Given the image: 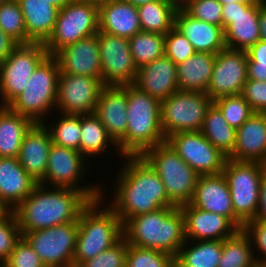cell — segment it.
Masks as SVG:
<instances>
[{"instance_id": "40", "label": "cell", "mask_w": 266, "mask_h": 267, "mask_svg": "<svg viewBox=\"0 0 266 267\" xmlns=\"http://www.w3.org/2000/svg\"><path fill=\"white\" fill-rule=\"evenodd\" d=\"M213 104L221 111L226 122L235 129L255 113L241 94L219 97Z\"/></svg>"}, {"instance_id": "5", "label": "cell", "mask_w": 266, "mask_h": 267, "mask_svg": "<svg viewBox=\"0 0 266 267\" xmlns=\"http://www.w3.org/2000/svg\"><path fill=\"white\" fill-rule=\"evenodd\" d=\"M127 115L126 136L118 143L123 156H141L166 142L160 121V101L134 84L127 85Z\"/></svg>"}, {"instance_id": "29", "label": "cell", "mask_w": 266, "mask_h": 267, "mask_svg": "<svg viewBox=\"0 0 266 267\" xmlns=\"http://www.w3.org/2000/svg\"><path fill=\"white\" fill-rule=\"evenodd\" d=\"M25 20L26 44L44 43L56 24L59 9L46 0H17Z\"/></svg>"}, {"instance_id": "3", "label": "cell", "mask_w": 266, "mask_h": 267, "mask_svg": "<svg viewBox=\"0 0 266 267\" xmlns=\"http://www.w3.org/2000/svg\"><path fill=\"white\" fill-rule=\"evenodd\" d=\"M128 244L176 256L185 243V220L180 207H162L137 215L123 225Z\"/></svg>"}, {"instance_id": "43", "label": "cell", "mask_w": 266, "mask_h": 267, "mask_svg": "<svg viewBox=\"0 0 266 267\" xmlns=\"http://www.w3.org/2000/svg\"><path fill=\"white\" fill-rule=\"evenodd\" d=\"M127 250L128 243L123 237L115 245L82 262L78 267H125Z\"/></svg>"}, {"instance_id": "55", "label": "cell", "mask_w": 266, "mask_h": 267, "mask_svg": "<svg viewBox=\"0 0 266 267\" xmlns=\"http://www.w3.org/2000/svg\"><path fill=\"white\" fill-rule=\"evenodd\" d=\"M49 4L57 7L59 10L64 7L70 0H46Z\"/></svg>"}, {"instance_id": "28", "label": "cell", "mask_w": 266, "mask_h": 267, "mask_svg": "<svg viewBox=\"0 0 266 267\" xmlns=\"http://www.w3.org/2000/svg\"><path fill=\"white\" fill-rule=\"evenodd\" d=\"M37 183L16 157H0V198L13 211L33 191Z\"/></svg>"}, {"instance_id": "58", "label": "cell", "mask_w": 266, "mask_h": 267, "mask_svg": "<svg viewBox=\"0 0 266 267\" xmlns=\"http://www.w3.org/2000/svg\"><path fill=\"white\" fill-rule=\"evenodd\" d=\"M174 3L177 7H182L187 0H168Z\"/></svg>"}, {"instance_id": "18", "label": "cell", "mask_w": 266, "mask_h": 267, "mask_svg": "<svg viewBox=\"0 0 266 267\" xmlns=\"http://www.w3.org/2000/svg\"><path fill=\"white\" fill-rule=\"evenodd\" d=\"M262 4L231 2L222 5L224 40L227 48L247 50L260 40L259 9Z\"/></svg>"}, {"instance_id": "24", "label": "cell", "mask_w": 266, "mask_h": 267, "mask_svg": "<svg viewBox=\"0 0 266 267\" xmlns=\"http://www.w3.org/2000/svg\"><path fill=\"white\" fill-rule=\"evenodd\" d=\"M52 144L51 134L43 123H35L22 141L18 160L37 184L45 179Z\"/></svg>"}, {"instance_id": "45", "label": "cell", "mask_w": 266, "mask_h": 267, "mask_svg": "<svg viewBox=\"0 0 266 267\" xmlns=\"http://www.w3.org/2000/svg\"><path fill=\"white\" fill-rule=\"evenodd\" d=\"M21 237L18 220L12 212L7 218L0 221V264L8 259Z\"/></svg>"}, {"instance_id": "59", "label": "cell", "mask_w": 266, "mask_h": 267, "mask_svg": "<svg viewBox=\"0 0 266 267\" xmlns=\"http://www.w3.org/2000/svg\"><path fill=\"white\" fill-rule=\"evenodd\" d=\"M8 1H10V0H0V4L8 2Z\"/></svg>"}, {"instance_id": "22", "label": "cell", "mask_w": 266, "mask_h": 267, "mask_svg": "<svg viewBox=\"0 0 266 267\" xmlns=\"http://www.w3.org/2000/svg\"><path fill=\"white\" fill-rule=\"evenodd\" d=\"M94 114L118 144L126 136L127 130V85L104 86Z\"/></svg>"}, {"instance_id": "41", "label": "cell", "mask_w": 266, "mask_h": 267, "mask_svg": "<svg viewBox=\"0 0 266 267\" xmlns=\"http://www.w3.org/2000/svg\"><path fill=\"white\" fill-rule=\"evenodd\" d=\"M171 254L128 244L125 267H174Z\"/></svg>"}, {"instance_id": "52", "label": "cell", "mask_w": 266, "mask_h": 267, "mask_svg": "<svg viewBox=\"0 0 266 267\" xmlns=\"http://www.w3.org/2000/svg\"><path fill=\"white\" fill-rule=\"evenodd\" d=\"M259 32L260 40L266 41V0L259 9Z\"/></svg>"}, {"instance_id": "2", "label": "cell", "mask_w": 266, "mask_h": 267, "mask_svg": "<svg viewBox=\"0 0 266 267\" xmlns=\"http://www.w3.org/2000/svg\"><path fill=\"white\" fill-rule=\"evenodd\" d=\"M91 200L81 191L37 184L14 210L21 234L78 221Z\"/></svg>"}, {"instance_id": "34", "label": "cell", "mask_w": 266, "mask_h": 267, "mask_svg": "<svg viewBox=\"0 0 266 267\" xmlns=\"http://www.w3.org/2000/svg\"><path fill=\"white\" fill-rule=\"evenodd\" d=\"M178 7L168 0H155L137 6L141 31L165 35L175 25Z\"/></svg>"}, {"instance_id": "27", "label": "cell", "mask_w": 266, "mask_h": 267, "mask_svg": "<svg viewBox=\"0 0 266 267\" xmlns=\"http://www.w3.org/2000/svg\"><path fill=\"white\" fill-rule=\"evenodd\" d=\"M99 31L130 39L141 31L137 6L122 0H103L99 5Z\"/></svg>"}, {"instance_id": "44", "label": "cell", "mask_w": 266, "mask_h": 267, "mask_svg": "<svg viewBox=\"0 0 266 267\" xmlns=\"http://www.w3.org/2000/svg\"><path fill=\"white\" fill-rule=\"evenodd\" d=\"M195 53L190 41L175 27L165 34V56L176 65Z\"/></svg>"}, {"instance_id": "23", "label": "cell", "mask_w": 266, "mask_h": 267, "mask_svg": "<svg viewBox=\"0 0 266 267\" xmlns=\"http://www.w3.org/2000/svg\"><path fill=\"white\" fill-rule=\"evenodd\" d=\"M227 158L266 164V113L255 112L236 129L234 149Z\"/></svg>"}, {"instance_id": "57", "label": "cell", "mask_w": 266, "mask_h": 267, "mask_svg": "<svg viewBox=\"0 0 266 267\" xmlns=\"http://www.w3.org/2000/svg\"><path fill=\"white\" fill-rule=\"evenodd\" d=\"M71 2H76V3H90V4H93V5H100V3L103 1V0H70Z\"/></svg>"}, {"instance_id": "4", "label": "cell", "mask_w": 266, "mask_h": 267, "mask_svg": "<svg viewBox=\"0 0 266 267\" xmlns=\"http://www.w3.org/2000/svg\"><path fill=\"white\" fill-rule=\"evenodd\" d=\"M104 190L101 198L91 201L80 213L73 267L96 257L124 237L123 223L115 211L106 205Z\"/></svg>"}, {"instance_id": "38", "label": "cell", "mask_w": 266, "mask_h": 267, "mask_svg": "<svg viewBox=\"0 0 266 267\" xmlns=\"http://www.w3.org/2000/svg\"><path fill=\"white\" fill-rule=\"evenodd\" d=\"M57 115L58 119L53 118L56 121L43 123L51 134L53 144L80 152L81 115L62 113ZM49 123L51 124L49 125Z\"/></svg>"}, {"instance_id": "14", "label": "cell", "mask_w": 266, "mask_h": 267, "mask_svg": "<svg viewBox=\"0 0 266 267\" xmlns=\"http://www.w3.org/2000/svg\"><path fill=\"white\" fill-rule=\"evenodd\" d=\"M166 142L199 176L222 173L227 156L200 131L174 133L166 138Z\"/></svg>"}, {"instance_id": "7", "label": "cell", "mask_w": 266, "mask_h": 267, "mask_svg": "<svg viewBox=\"0 0 266 267\" xmlns=\"http://www.w3.org/2000/svg\"><path fill=\"white\" fill-rule=\"evenodd\" d=\"M141 156L158 173L169 200L176 207L190 203L199 175L167 142L153 146Z\"/></svg>"}, {"instance_id": "47", "label": "cell", "mask_w": 266, "mask_h": 267, "mask_svg": "<svg viewBox=\"0 0 266 267\" xmlns=\"http://www.w3.org/2000/svg\"><path fill=\"white\" fill-rule=\"evenodd\" d=\"M247 79L266 81V41L259 40L246 50Z\"/></svg>"}, {"instance_id": "9", "label": "cell", "mask_w": 266, "mask_h": 267, "mask_svg": "<svg viewBox=\"0 0 266 267\" xmlns=\"http://www.w3.org/2000/svg\"><path fill=\"white\" fill-rule=\"evenodd\" d=\"M99 6L69 1L57 15L49 38L43 43L49 56L78 40L99 32Z\"/></svg>"}, {"instance_id": "6", "label": "cell", "mask_w": 266, "mask_h": 267, "mask_svg": "<svg viewBox=\"0 0 266 267\" xmlns=\"http://www.w3.org/2000/svg\"><path fill=\"white\" fill-rule=\"evenodd\" d=\"M60 67L54 56H47L34 70L22 93L8 107L34 123H45L56 113ZM52 112V113H51Z\"/></svg>"}, {"instance_id": "50", "label": "cell", "mask_w": 266, "mask_h": 267, "mask_svg": "<svg viewBox=\"0 0 266 267\" xmlns=\"http://www.w3.org/2000/svg\"><path fill=\"white\" fill-rule=\"evenodd\" d=\"M250 221L266 222V168L262 173L260 181L259 203H258L257 213L254 219Z\"/></svg>"}, {"instance_id": "48", "label": "cell", "mask_w": 266, "mask_h": 267, "mask_svg": "<svg viewBox=\"0 0 266 267\" xmlns=\"http://www.w3.org/2000/svg\"><path fill=\"white\" fill-rule=\"evenodd\" d=\"M243 230L251 240L258 266L266 267V222L248 221L244 224Z\"/></svg>"}, {"instance_id": "39", "label": "cell", "mask_w": 266, "mask_h": 267, "mask_svg": "<svg viewBox=\"0 0 266 267\" xmlns=\"http://www.w3.org/2000/svg\"><path fill=\"white\" fill-rule=\"evenodd\" d=\"M0 29L18 44H26L25 20L17 0L0 4Z\"/></svg>"}, {"instance_id": "26", "label": "cell", "mask_w": 266, "mask_h": 267, "mask_svg": "<svg viewBox=\"0 0 266 267\" xmlns=\"http://www.w3.org/2000/svg\"><path fill=\"white\" fill-rule=\"evenodd\" d=\"M174 27L190 41L195 52L216 54L226 47L221 26L195 19L182 7L176 11Z\"/></svg>"}, {"instance_id": "21", "label": "cell", "mask_w": 266, "mask_h": 267, "mask_svg": "<svg viewBox=\"0 0 266 267\" xmlns=\"http://www.w3.org/2000/svg\"><path fill=\"white\" fill-rule=\"evenodd\" d=\"M185 220L186 240H224L239 229L225 216L189 204L180 206Z\"/></svg>"}, {"instance_id": "15", "label": "cell", "mask_w": 266, "mask_h": 267, "mask_svg": "<svg viewBox=\"0 0 266 267\" xmlns=\"http://www.w3.org/2000/svg\"><path fill=\"white\" fill-rule=\"evenodd\" d=\"M104 86L134 84L138 68L134 64L129 39L98 32Z\"/></svg>"}, {"instance_id": "11", "label": "cell", "mask_w": 266, "mask_h": 267, "mask_svg": "<svg viewBox=\"0 0 266 267\" xmlns=\"http://www.w3.org/2000/svg\"><path fill=\"white\" fill-rule=\"evenodd\" d=\"M266 164L227 158L222 171L229 189L235 215L245 224L253 220L259 203V189Z\"/></svg>"}, {"instance_id": "46", "label": "cell", "mask_w": 266, "mask_h": 267, "mask_svg": "<svg viewBox=\"0 0 266 267\" xmlns=\"http://www.w3.org/2000/svg\"><path fill=\"white\" fill-rule=\"evenodd\" d=\"M5 267H46L28 241L22 236L3 263Z\"/></svg>"}, {"instance_id": "42", "label": "cell", "mask_w": 266, "mask_h": 267, "mask_svg": "<svg viewBox=\"0 0 266 267\" xmlns=\"http://www.w3.org/2000/svg\"><path fill=\"white\" fill-rule=\"evenodd\" d=\"M182 8L195 19L223 28L222 4L218 0H187Z\"/></svg>"}, {"instance_id": "10", "label": "cell", "mask_w": 266, "mask_h": 267, "mask_svg": "<svg viewBox=\"0 0 266 267\" xmlns=\"http://www.w3.org/2000/svg\"><path fill=\"white\" fill-rule=\"evenodd\" d=\"M213 100L203 92L177 91L160 102V121L165 138L188 131H201Z\"/></svg>"}, {"instance_id": "53", "label": "cell", "mask_w": 266, "mask_h": 267, "mask_svg": "<svg viewBox=\"0 0 266 267\" xmlns=\"http://www.w3.org/2000/svg\"><path fill=\"white\" fill-rule=\"evenodd\" d=\"M222 5L236 2V3H242V4H248V5H259L262 4L265 0H218Z\"/></svg>"}, {"instance_id": "12", "label": "cell", "mask_w": 266, "mask_h": 267, "mask_svg": "<svg viewBox=\"0 0 266 267\" xmlns=\"http://www.w3.org/2000/svg\"><path fill=\"white\" fill-rule=\"evenodd\" d=\"M48 56L43 43L18 44L0 63V106H8L17 98L36 67Z\"/></svg>"}, {"instance_id": "30", "label": "cell", "mask_w": 266, "mask_h": 267, "mask_svg": "<svg viewBox=\"0 0 266 267\" xmlns=\"http://www.w3.org/2000/svg\"><path fill=\"white\" fill-rule=\"evenodd\" d=\"M214 63L215 54L195 52L188 59L177 64L179 91L206 93Z\"/></svg>"}, {"instance_id": "25", "label": "cell", "mask_w": 266, "mask_h": 267, "mask_svg": "<svg viewBox=\"0 0 266 267\" xmlns=\"http://www.w3.org/2000/svg\"><path fill=\"white\" fill-rule=\"evenodd\" d=\"M134 85L161 102L179 91L177 65L166 56L155 59L138 68Z\"/></svg>"}, {"instance_id": "19", "label": "cell", "mask_w": 266, "mask_h": 267, "mask_svg": "<svg viewBox=\"0 0 266 267\" xmlns=\"http://www.w3.org/2000/svg\"><path fill=\"white\" fill-rule=\"evenodd\" d=\"M190 204L227 217L239 230L244 223L235 215L230 189L223 173L200 175Z\"/></svg>"}, {"instance_id": "37", "label": "cell", "mask_w": 266, "mask_h": 267, "mask_svg": "<svg viewBox=\"0 0 266 267\" xmlns=\"http://www.w3.org/2000/svg\"><path fill=\"white\" fill-rule=\"evenodd\" d=\"M134 64L140 68L165 56V35L140 31L129 39Z\"/></svg>"}, {"instance_id": "31", "label": "cell", "mask_w": 266, "mask_h": 267, "mask_svg": "<svg viewBox=\"0 0 266 267\" xmlns=\"http://www.w3.org/2000/svg\"><path fill=\"white\" fill-rule=\"evenodd\" d=\"M34 124L8 106H0V157L18 158L24 136Z\"/></svg>"}, {"instance_id": "49", "label": "cell", "mask_w": 266, "mask_h": 267, "mask_svg": "<svg viewBox=\"0 0 266 267\" xmlns=\"http://www.w3.org/2000/svg\"><path fill=\"white\" fill-rule=\"evenodd\" d=\"M241 95L254 112L266 113V81L247 79Z\"/></svg>"}, {"instance_id": "33", "label": "cell", "mask_w": 266, "mask_h": 267, "mask_svg": "<svg viewBox=\"0 0 266 267\" xmlns=\"http://www.w3.org/2000/svg\"><path fill=\"white\" fill-rule=\"evenodd\" d=\"M221 255L222 240H186L175 256V266L218 267Z\"/></svg>"}, {"instance_id": "51", "label": "cell", "mask_w": 266, "mask_h": 267, "mask_svg": "<svg viewBox=\"0 0 266 267\" xmlns=\"http://www.w3.org/2000/svg\"><path fill=\"white\" fill-rule=\"evenodd\" d=\"M18 43L0 29V63L6 60Z\"/></svg>"}, {"instance_id": "32", "label": "cell", "mask_w": 266, "mask_h": 267, "mask_svg": "<svg viewBox=\"0 0 266 267\" xmlns=\"http://www.w3.org/2000/svg\"><path fill=\"white\" fill-rule=\"evenodd\" d=\"M111 146L116 154L118 152L117 156L123 157L118 144L109 135L99 118L94 113L81 115L80 153L89 161L91 157L94 159L102 156L101 154L106 156Z\"/></svg>"}, {"instance_id": "1", "label": "cell", "mask_w": 266, "mask_h": 267, "mask_svg": "<svg viewBox=\"0 0 266 267\" xmlns=\"http://www.w3.org/2000/svg\"><path fill=\"white\" fill-rule=\"evenodd\" d=\"M107 204L123 225L131 218L162 207H176L168 198L158 173L142 156H123ZM111 202V203H110Z\"/></svg>"}, {"instance_id": "54", "label": "cell", "mask_w": 266, "mask_h": 267, "mask_svg": "<svg viewBox=\"0 0 266 267\" xmlns=\"http://www.w3.org/2000/svg\"><path fill=\"white\" fill-rule=\"evenodd\" d=\"M12 212L11 208L0 198V221L7 218Z\"/></svg>"}, {"instance_id": "16", "label": "cell", "mask_w": 266, "mask_h": 267, "mask_svg": "<svg viewBox=\"0 0 266 267\" xmlns=\"http://www.w3.org/2000/svg\"><path fill=\"white\" fill-rule=\"evenodd\" d=\"M103 87V82L95 77L60 73L56 97L57 113H94Z\"/></svg>"}, {"instance_id": "35", "label": "cell", "mask_w": 266, "mask_h": 267, "mask_svg": "<svg viewBox=\"0 0 266 267\" xmlns=\"http://www.w3.org/2000/svg\"><path fill=\"white\" fill-rule=\"evenodd\" d=\"M200 132L227 157L233 152L236 129L226 122L221 111L213 103L206 111Z\"/></svg>"}, {"instance_id": "13", "label": "cell", "mask_w": 266, "mask_h": 267, "mask_svg": "<svg viewBox=\"0 0 266 267\" xmlns=\"http://www.w3.org/2000/svg\"><path fill=\"white\" fill-rule=\"evenodd\" d=\"M78 221L24 233L46 267H73Z\"/></svg>"}, {"instance_id": "20", "label": "cell", "mask_w": 266, "mask_h": 267, "mask_svg": "<svg viewBox=\"0 0 266 267\" xmlns=\"http://www.w3.org/2000/svg\"><path fill=\"white\" fill-rule=\"evenodd\" d=\"M54 57L59 63L60 73L95 77L101 80L98 33L62 48Z\"/></svg>"}, {"instance_id": "17", "label": "cell", "mask_w": 266, "mask_h": 267, "mask_svg": "<svg viewBox=\"0 0 266 267\" xmlns=\"http://www.w3.org/2000/svg\"><path fill=\"white\" fill-rule=\"evenodd\" d=\"M247 54L245 50L225 47L215 54V63L206 94L215 99L239 95L247 81Z\"/></svg>"}, {"instance_id": "56", "label": "cell", "mask_w": 266, "mask_h": 267, "mask_svg": "<svg viewBox=\"0 0 266 267\" xmlns=\"http://www.w3.org/2000/svg\"><path fill=\"white\" fill-rule=\"evenodd\" d=\"M122 1L128 2L134 6H141V5H144L146 3L153 2L155 0H122Z\"/></svg>"}, {"instance_id": "8", "label": "cell", "mask_w": 266, "mask_h": 267, "mask_svg": "<svg viewBox=\"0 0 266 267\" xmlns=\"http://www.w3.org/2000/svg\"><path fill=\"white\" fill-rule=\"evenodd\" d=\"M89 162L78 150L52 144L45 179L40 184L74 189L83 192L91 201L97 200L102 197L103 186L99 182L82 185Z\"/></svg>"}, {"instance_id": "36", "label": "cell", "mask_w": 266, "mask_h": 267, "mask_svg": "<svg viewBox=\"0 0 266 267\" xmlns=\"http://www.w3.org/2000/svg\"><path fill=\"white\" fill-rule=\"evenodd\" d=\"M218 267H259L251 240L243 229L222 240V255Z\"/></svg>"}]
</instances>
